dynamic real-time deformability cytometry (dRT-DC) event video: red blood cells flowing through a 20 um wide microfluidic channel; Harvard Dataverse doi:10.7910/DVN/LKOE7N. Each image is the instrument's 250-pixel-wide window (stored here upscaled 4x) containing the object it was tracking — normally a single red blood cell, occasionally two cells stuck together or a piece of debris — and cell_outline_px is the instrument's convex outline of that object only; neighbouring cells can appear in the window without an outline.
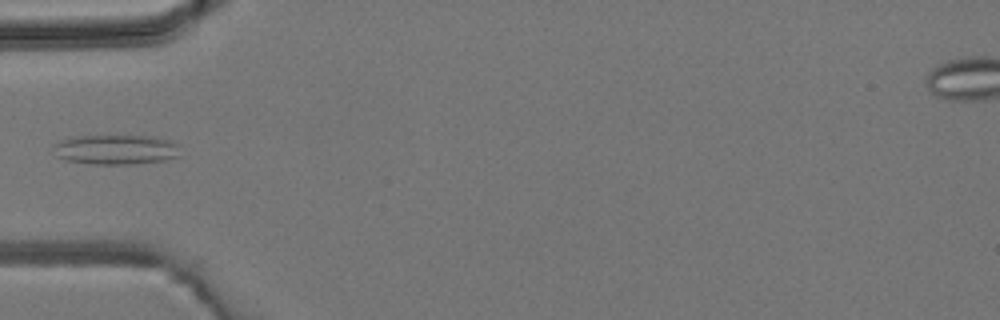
{"species": "common noctule bat (a hibernating species)", "species_latin": "Nyctalus noctula", "temperature_condition": "room temperature", "stored_images_in_passage": 4, "camera_frame_rate_fps": 3000, "um_per_image_px": 0.085, "animal": {"sex": "male", "body_mass_g": 19.2, "forearm_length_mm": 51.8}, "frame": {"image": 1, "passage_image": 3, "time_ms": 3.333, "image_size_px": [1000, 320], "cell_outline_px": [[180, 156], [164, 160], [128, 164], [92, 164], [64, 160], [56, 156], [52, 144], [60, 140], [72, 136], [156, 136], [172, 140], [176, 144]], "centroid_in_image_um": [9.81, 12.7], "position_along_channel_um": 75.2, "area_um2": 22.2}}